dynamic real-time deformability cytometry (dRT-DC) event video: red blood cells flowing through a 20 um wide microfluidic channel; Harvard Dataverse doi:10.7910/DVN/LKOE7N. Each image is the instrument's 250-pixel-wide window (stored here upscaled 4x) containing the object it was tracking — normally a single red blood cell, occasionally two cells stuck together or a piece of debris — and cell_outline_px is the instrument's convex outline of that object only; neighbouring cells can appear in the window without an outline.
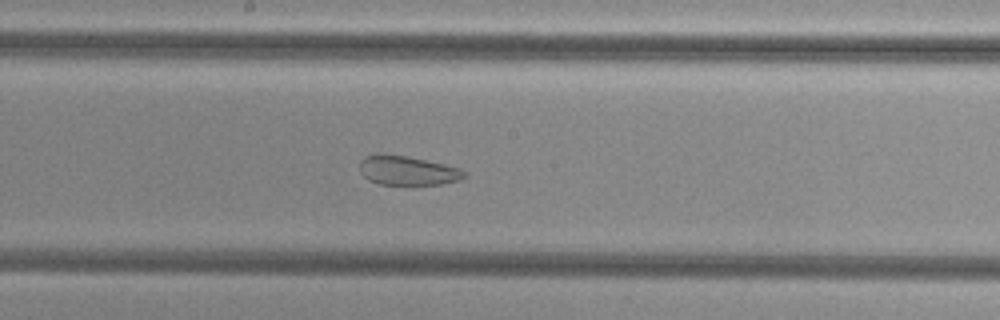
{"species": "common noctule bat (a hibernating species)", "species_latin": "Nyctalus noctula", "temperature_condition": "cold", "stored_images_in_passage": 55, "camera_frame_rate_fps": 3000, "um_per_image_px": 0.085, "animal": {"sex": "female", "body_mass_g": 29.2, "forearm_length_mm": 56.3}, "frame": {"image": 1, "passage_image": 29, "time_ms": 9.333, "image_size_px": [1000, 320], "cell_outline_px": [[468, 176], [460, 180], [440, 184], [412, 188], [380, 184], [368, 180], [360, 172], [360, 160], [364, 156], [380, 152], [408, 156], [444, 164], [460, 168], [468, 172]], "centroid_in_image_um": [34.65, 14.53], "position_along_channel_um": 213.6, "area_um2": 19.02}}
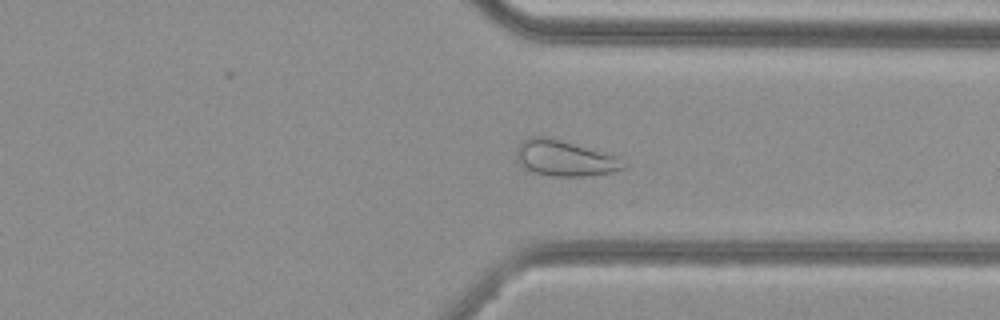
{"frame": {"image": 2, "passage_image": 41, "time_ms": 13.333, "image_size_px": [1000, 320], "cell_outline_px": [[628, 168], [612, 172], [584, 176], [552, 176], [536, 172], [524, 168], [516, 160], [516, 148], [528, 136], [552, 136], [616, 156], [628, 164]], "centroid_in_image_um": [48.01, 13.43], "position_along_channel_um": 363.4, "area_um2": 22.6}}
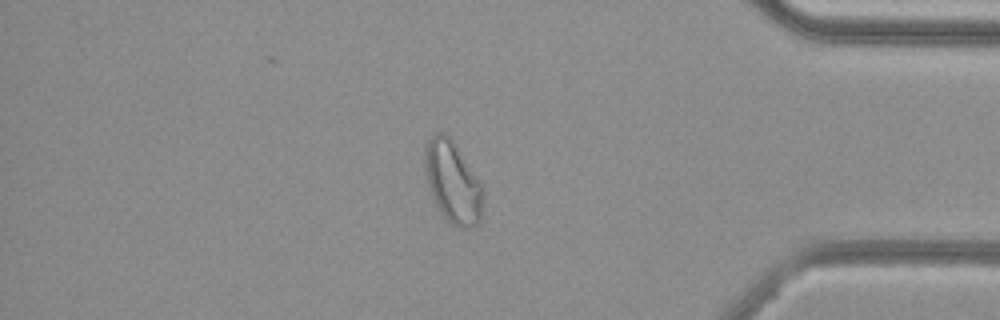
{"frame": {"image": 3, "passage_image": 46, "time_ms": 15.0, "image_size_px": [1000, 320], "cell_outline_px": [[484, 192], [480, 220], [472, 228], [460, 228], [452, 224], [440, 212], [432, 196], [424, 164], [424, 148], [428, 140], [436, 132], [444, 132], [452, 140], [480, 180]], "centroid_in_image_um": [38.49, 15.48], "position_along_channel_um": 396.7, "area_um2": 27.57}, "authors_computed_cell_mechanics": {"area_um2": 27.5706, "velocity_mm_per_s": 3.7367, "shape_relaxation_time_tau1_ms": null, "shape_relaxation_time_tau2_ms": 1.9883, "deformation_change_tau1": null, "deformation_change_tau2": 0.0794}}